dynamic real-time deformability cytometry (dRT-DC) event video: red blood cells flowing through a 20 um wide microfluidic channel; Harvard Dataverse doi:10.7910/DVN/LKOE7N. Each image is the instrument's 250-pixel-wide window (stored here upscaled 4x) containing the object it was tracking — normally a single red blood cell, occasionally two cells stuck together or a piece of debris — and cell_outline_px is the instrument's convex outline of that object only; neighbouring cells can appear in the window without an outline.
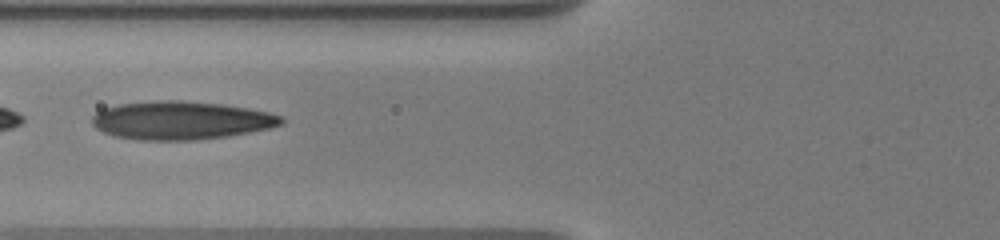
{"species": "human", "species_latin": "Homo sapiens", "temperature_condition": "warm", "stored_images_in_passage": 23, "camera_frame_rate_fps": 3000, "um_per_image_px": 0.085, "donor": {"sex": "male"}, "frame": {"image": 1, "passage_image": 4, "time_ms": 1.667, "image_size_px": [1000, 240], "cell_outline_px": [[284, 124], [268, 128], [248, 132], [224, 136], [192, 140], [140, 140], [116, 136], [104, 132], [96, 128], [92, 124], [92, 116], [96, 112], [104, 108], [120, 104], [156, 100], [180, 100], [224, 104], [248, 108], [268, 112], [280, 116], [284, 120]], "centroid_in_image_um": [15.36, 10.22], "position_along_channel_um": 110.4, "area_um2": 42.02}}
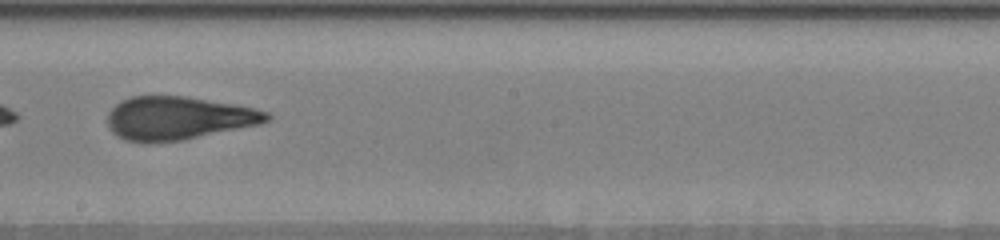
{"frame": {"image": 2, "passage_image": 10, "time_ms": 5.0, "image_size_px": [1000, 240], "cell_outline_px": [[272, 116], [268, 120], [260, 124], [184, 140], [148, 144], [124, 140], [116, 136], [108, 128], [108, 112], [120, 100], [132, 96], [184, 96], [236, 104], [256, 108], [268, 112]], "centroid_in_image_um": [15.13, 10.06], "position_along_channel_um": 233.1, "area_um2": 40.63}}
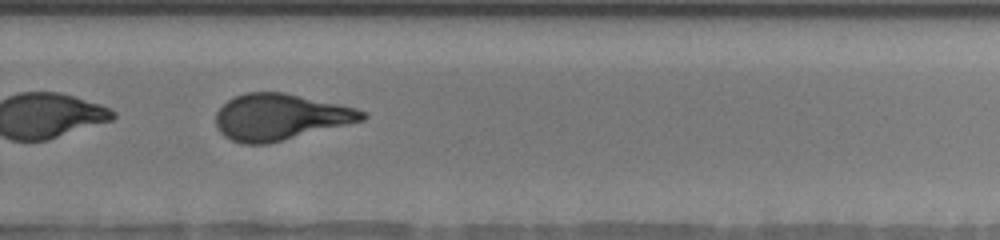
{"frame": {"image": 3, "passage_image": 14, "time_ms": 7.0, "image_size_px": [1000, 240], "cell_outline_px": [[368, 116], [364, 120], [268, 144], [244, 144], [232, 140], [224, 136], [220, 132], [216, 124], [216, 112], [228, 100], [244, 92], [284, 92], [356, 108], [364, 112]], "centroid_in_image_um": [23.79, 9.94], "position_along_channel_um": 306.0, "area_um2": 39.25}, "authors_computed_cell_mechanics": {"area_um2": 40.2288, "velocity_mm_per_s": 3.6771, "shape_relaxation_time_tau1_ms": 7.9294, "shape_relaxation_time_tau2_ms": 1.3219, "deformation_change_tau1": 0.2796, "deformation_change_tau2": 0.0896}}